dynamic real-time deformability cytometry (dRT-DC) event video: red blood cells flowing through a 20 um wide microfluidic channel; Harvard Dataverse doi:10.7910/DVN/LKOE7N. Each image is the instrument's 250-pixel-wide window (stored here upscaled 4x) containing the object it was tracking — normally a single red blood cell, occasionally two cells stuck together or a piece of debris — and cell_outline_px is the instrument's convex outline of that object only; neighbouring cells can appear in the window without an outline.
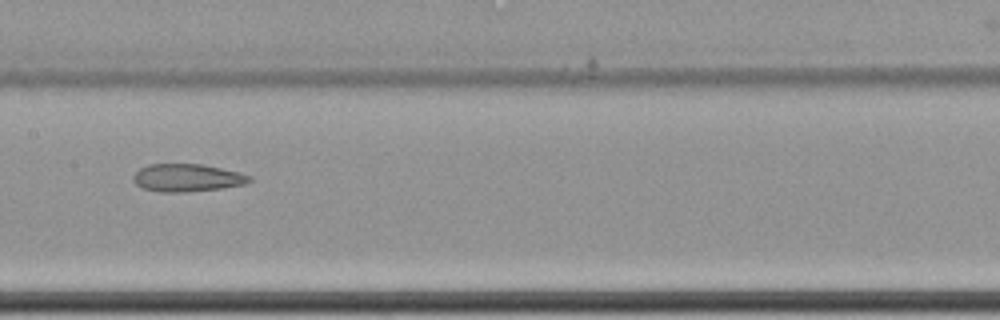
{"species": "common noctule bat (a hibernating species)", "species_latin": "Nyctalus noctula", "temperature_condition": "cold", "stored_images_in_passage": 17, "camera_frame_rate_fps": 3000, "um_per_image_px": 0.085, "animal": {"sex": "female", "body_mass_g": 22.7, "forearm_length_mm": 54.2}, "frame": {"image": 1, "passage_image": 10, "time_ms": 3.0, "image_size_px": [1000, 320], "cell_outline_px": [[252, 180], [244, 184], [224, 188], [184, 192], [160, 192], [140, 188], [132, 180], [132, 176], [140, 168], [148, 164], [200, 164], [220, 168], [252, 176]], "centroid_in_image_um": [15.86, 15.12], "position_along_channel_um": 191.5, "area_um2": 18.79}}
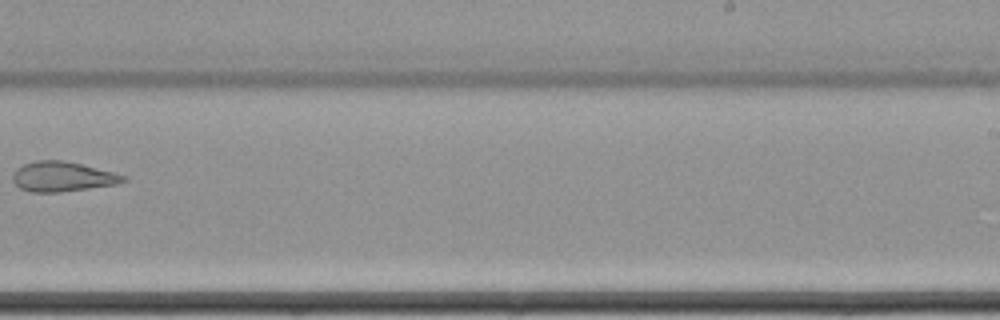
{"frame": {"image": 2, "passage_image": 12, "time_ms": 3.667, "image_size_px": [1000, 320], "cell_outline_px": [[128, 180], [116, 184], [60, 192], [32, 192], [20, 188], [12, 180], [12, 176], [16, 168], [24, 164], [36, 160], [60, 160], [80, 164], [116, 172], [124, 176]], "centroid_in_image_um": [5.3, 15.01], "position_along_channel_um": 283.7, "area_um2": 19.13}}